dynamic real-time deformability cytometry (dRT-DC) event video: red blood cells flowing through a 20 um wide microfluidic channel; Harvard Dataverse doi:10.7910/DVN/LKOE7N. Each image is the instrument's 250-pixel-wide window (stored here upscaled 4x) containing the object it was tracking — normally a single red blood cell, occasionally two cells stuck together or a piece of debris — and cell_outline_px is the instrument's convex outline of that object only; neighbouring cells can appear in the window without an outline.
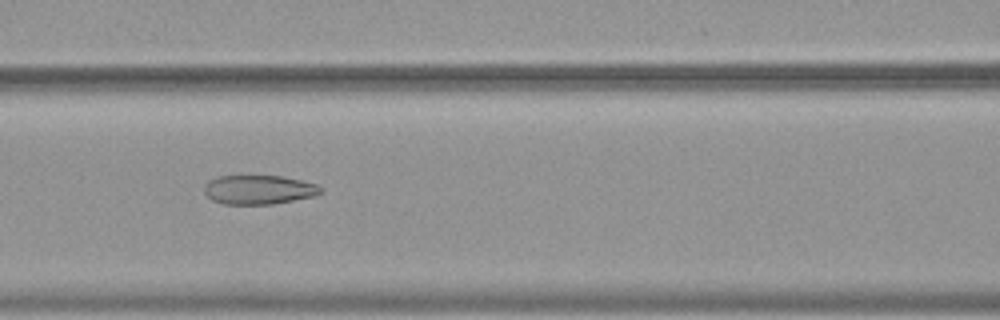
{"species": "common noctule bat (a hibernating species)", "species_latin": "Nyctalus noctula", "temperature_condition": "warm", "stored_images_in_passage": 55, "camera_frame_rate_fps": 3000, "um_per_image_px": 0.085, "animal": {"sex": "female", "body_mass_g": 19.9}, "frame": {"image": 1, "passage_image": 25, "time_ms": 8.0, "image_size_px": [1000, 320], "cell_outline_px": [[324, 192], [316, 196], [272, 204], [224, 204], [212, 200], [204, 192], [204, 184], [208, 180], [216, 176], [284, 176], [316, 184], [324, 188]], "centroid_in_image_um": [22.02, 16.12], "position_along_channel_um": 144.6, "area_um2": 20.0}}
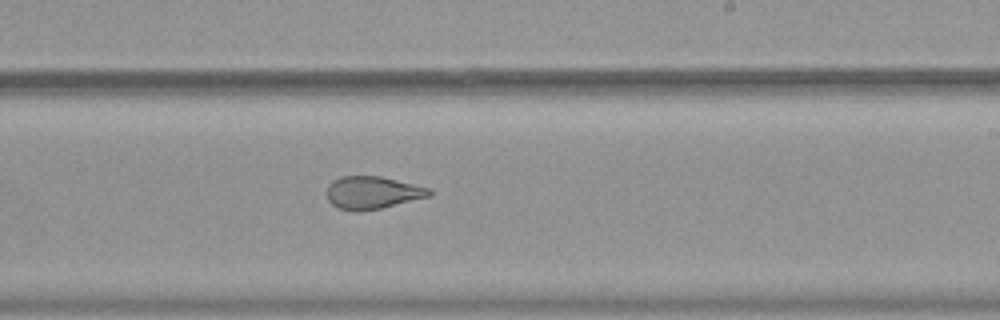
{"frame": {"image": 2, "passage_image": 34, "time_ms": 11.0, "image_size_px": [1000, 320], "cell_outline_px": [[432, 196], [380, 208], [360, 212], [356, 212], [340, 208], [332, 204], [328, 200], [328, 184], [332, 180], [340, 176], [380, 176], [432, 188]], "centroid_in_image_um": [31.69, 16.37], "position_along_channel_um": 257.3, "area_um2": 19.59}}
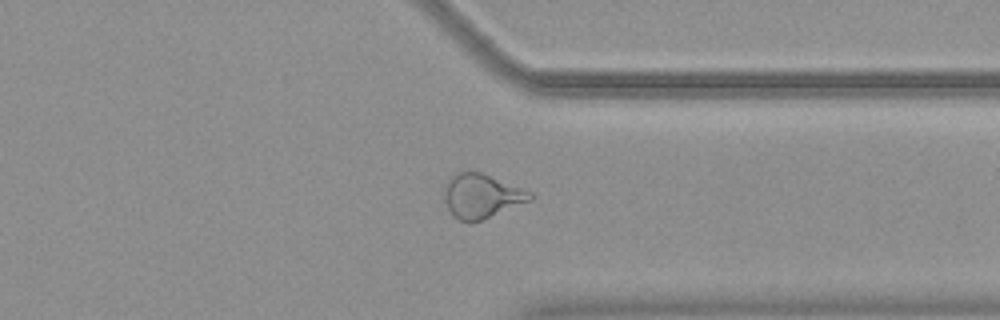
{"frame": {"image": 3, "passage_image": 43, "time_ms": 14.0, "image_size_px": [1000, 320], "cell_outline_px": [[532, 200], [480, 220], [460, 220], [452, 216], [444, 200], [444, 184], [456, 172], [480, 172], [532, 192]], "centroid_in_image_um": [40.9, 16.64], "position_along_channel_um": 370.5, "area_um2": 21.68}, "authors_computed_cell_mechanics": {"area_um2": 25.7788, "velocity_mm_per_s": 3.7805, "shape_relaxation_time_tau1_ms": null, "shape_relaxation_time_tau2_ms": 1.4231, "deformation_change_tau1": null, "deformation_change_tau2": 0.0944}}